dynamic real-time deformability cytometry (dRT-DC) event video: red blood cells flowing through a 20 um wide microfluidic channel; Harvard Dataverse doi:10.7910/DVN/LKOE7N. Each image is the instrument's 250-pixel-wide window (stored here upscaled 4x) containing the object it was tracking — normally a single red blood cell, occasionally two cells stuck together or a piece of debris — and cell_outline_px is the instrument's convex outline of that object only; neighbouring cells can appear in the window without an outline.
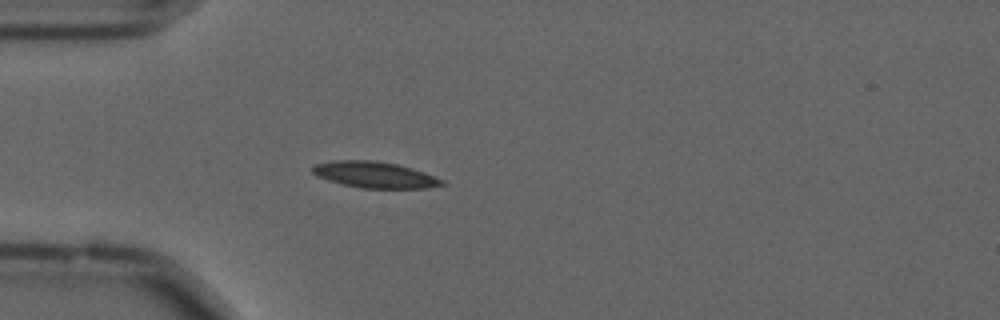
{"species": "common noctule bat (a hibernating species)", "species_latin": "Nyctalus noctula", "temperature_condition": "cold", "stored_images_in_passage": 14, "camera_frame_rate_fps": 3000, "um_per_image_px": 0.085, "animal": {"sex": "male", "forearm_length_mm": 52.5}, "frame": {"image": 1, "passage_image": 10, "time_ms": 3.0, "image_size_px": [1000, 320], "cell_outline_px": [[448, 184], [428, 188], [360, 188], [328, 180], [316, 176], [312, 172], [312, 168], [316, 164], [332, 160], [376, 160], [396, 164], [412, 168], [424, 172], [444, 180]], "centroid_in_image_um": [31.88, 14.85], "position_along_channel_um": 53.1, "area_um2": 19.83}}